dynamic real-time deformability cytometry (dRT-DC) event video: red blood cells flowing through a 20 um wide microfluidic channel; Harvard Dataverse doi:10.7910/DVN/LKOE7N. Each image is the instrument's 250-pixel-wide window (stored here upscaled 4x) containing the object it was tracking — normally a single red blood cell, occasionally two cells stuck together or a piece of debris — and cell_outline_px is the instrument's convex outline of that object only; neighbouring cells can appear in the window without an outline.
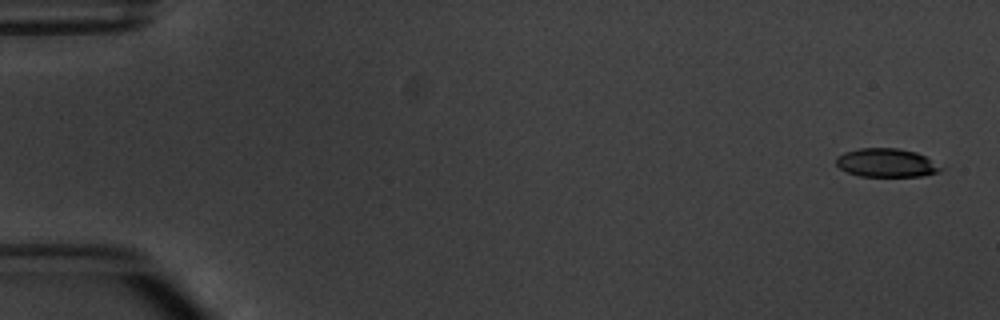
{"species": "common noctule bat (a hibernating species)", "species_latin": "Nyctalus noctula", "temperature_condition": "warm", "stored_images_in_passage": 5, "camera_frame_rate_fps": 3000, "um_per_image_px": 0.085, "animal": {"sex": "male", "body_mass_g": 20.1, "forearm_length_mm": 53.5}, "frame": {"image": 1, "passage_image": 1, "time_ms": 0.0, "image_size_px": [1000, 320], "cell_outline_px": [[944, 168], [940, 172], [924, 176], [860, 176], [848, 172], [840, 168], [836, 164], [836, 156], [844, 152], [860, 148], [896, 148], [916, 152], [924, 156]], "centroid_in_image_um": [75.34, 13.84], "position_along_channel_um": 9.7, "area_um2": 17.4}}
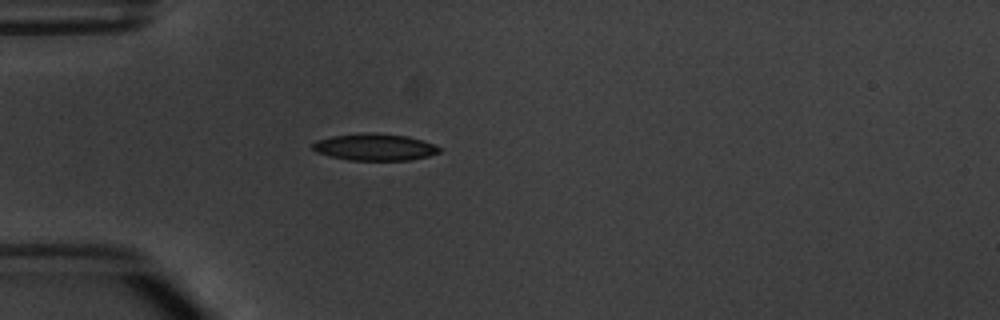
{"frame": {"image": 2, "passage_image": 5, "time_ms": 4.667, "image_size_px": [1000, 320], "cell_outline_px": [[444, 148], [440, 152], [428, 156], [408, 160], [348, 160], [316, 152], [312, 148], [312, 144], [316, 140], [332, 136], [376, 132], [408, 136]], "centroid_in_image_um": [31.87, 12.5], "position_along_channel_um": 53.1, "area_um2": 19.71}}